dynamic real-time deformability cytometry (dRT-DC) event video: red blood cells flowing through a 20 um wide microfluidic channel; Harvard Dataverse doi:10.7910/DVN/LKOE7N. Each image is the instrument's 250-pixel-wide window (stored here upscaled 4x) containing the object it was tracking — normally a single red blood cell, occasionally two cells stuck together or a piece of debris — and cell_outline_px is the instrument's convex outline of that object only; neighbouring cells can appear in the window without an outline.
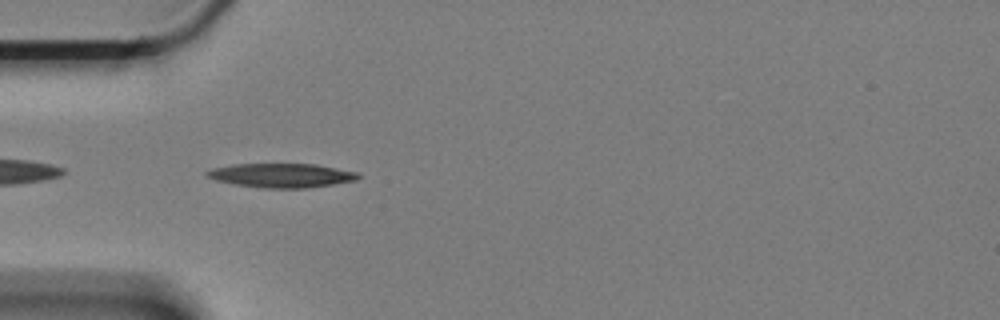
{"species": "Egyptian fruit bat (a non-hibernating species)", "species_latin": "Rousettus aegyptiacus", "temperature_condition": "cold", "stored_images_in_passage": 44, "camera_frame_rate_fps": 3000, "um_per_image_px": 0.085, "animal": {"sex": "female"}, "frame": {"image": 1, "passage_image": 2, "time_ms": 0.333, "image_size_px": [1000, 320], "cell_outline_px": [[360, 176], [356, 180], [308, 188], [264, 188], [236, 184], [216, 180], [208, 176], [204, 172], [212, 168], [236, 164], [316, 164], [356, 172]], "centroid_in_image_um": [23.92, 14.91], "position_along_channel_um": 61.1, "area_um2": 20.98}}
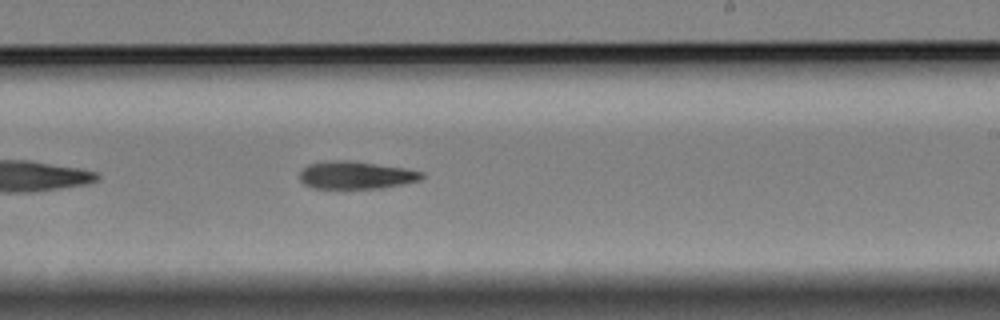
{"frame": {"image": 2, "passage_image": 20, "time_ms": 6.333, "image_size_px": [1000, 320], "cell_outline_px": [[424, 176], [420, 180], [384, 188], [312, 188], [304, 184], [300, 180], [300, 172], [308, 164], [328, 160], [348, 160], [404, 168], [424, 172]], "centroid_in_image_um": [30.24, 14.88], "position_along_channel_um": 258.8, "area_um2": 19.65}}
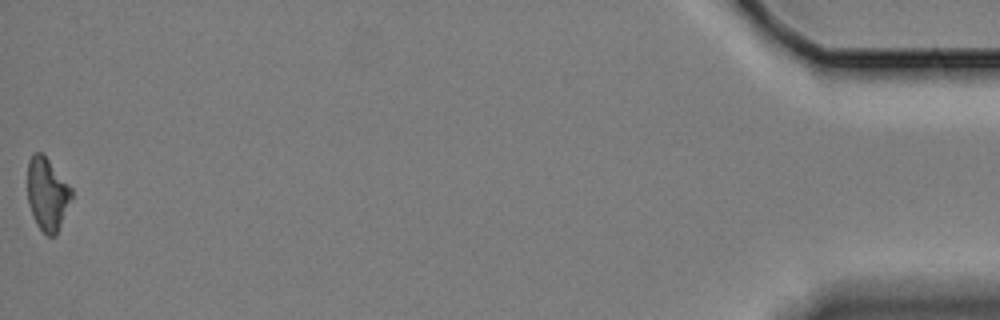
{"frame": {"image": 3, "passage_image": 44, "time_ms": 14.333, "image_size_px": [1000, 320], "cell_outline_px": [[72, 196], [56, 236], [48, 236], [36, 224], [28, 204], [28, 160], [36, 152], [40, 152], [48, 160], [72, 188]], "centroid_in_image_um": [4.01, 16.52], "position_along_channel_um": 431.2, "area_um2": 18.32}}